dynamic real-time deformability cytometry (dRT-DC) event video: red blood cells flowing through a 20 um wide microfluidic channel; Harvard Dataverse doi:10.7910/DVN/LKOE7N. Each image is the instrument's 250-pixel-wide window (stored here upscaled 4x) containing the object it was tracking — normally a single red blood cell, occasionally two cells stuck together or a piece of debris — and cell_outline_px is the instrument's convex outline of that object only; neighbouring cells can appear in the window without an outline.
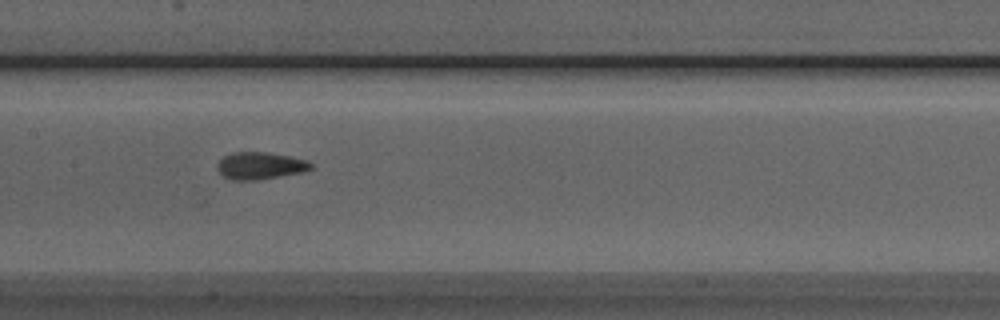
{"species": "Egyptian fruit bat (a non-hibernating species)", "species_latin": "Rousettus aegyptiacus", "temperature_condition": "room temperature", "stored_images_in_passage": 38, "camera_frame_rate_fps": 3000, "um_per_image_px": 0.085, "animal": {"sex": "male"}, "frame": {"image": 1, "passage_image": 11, "time_ms": 3.333, "image_size_px": [1000, 320], "cell_outline_px": [[312, 168], [300, 172], [256, 180], [232, 180], [224, 176], [216, 168], [216, 164], [224, 156], [232, 152], [268, 152], [288, 156], [304, 160], [312, 164]], "centroid_in_image_um": [22.05, 14.08], "position_along_channel_um": 185.4, "area_um2": 14.57}}
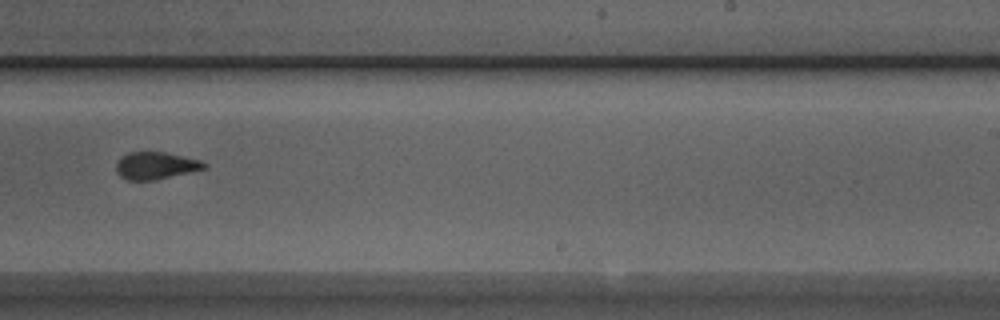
{"frame": {"image": 2, "passage_image": 18, "time_ms": 5.667, "image_size_px": [1000, 320], "cell_outline_px": [[208, 168], [152, 180], [128, 180], [120, 176], [116, 172], [116, 164], [128, 152], [164, 152], [200, 160], [208, 164]], "centroid_in_image_um": [13.25, 14.08], "position_along_channel_um": 275.7, "area_um2": 13.76}}
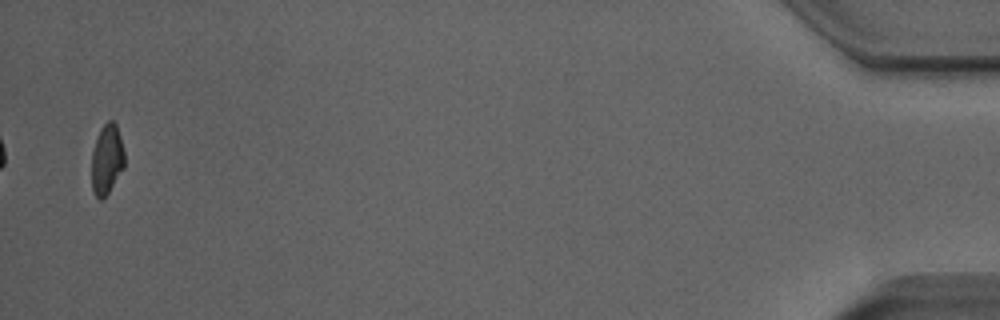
{"frame": {"image": 3, "passage_image": 37, "time_ms": 12.0, "image_size_px": [1000, 320], "cell_outline_px": [[124, 168], [108, 192], [100, 200], [92, 192], [92, 152], [100, 128], [108, 120], [112, 120], [116, 124], [120, 136], [124, 152]], "centroid_in_image_um": [9.08, 13.53], "position_along_channel_um": 426.1, "area_um2": 13.29}, "authors_computed_cell_mechanics": {"area_um2": 14.6523, "velocity_mm_per_s": 3.8924, "shape_relaxation_time_tau1_ms": 5.0889, "shape_relaxation_time_tau2_ms": 1.4166, "deformation_change_tau1": 0.1478, "deformation_change_tau2": 0.0608}}